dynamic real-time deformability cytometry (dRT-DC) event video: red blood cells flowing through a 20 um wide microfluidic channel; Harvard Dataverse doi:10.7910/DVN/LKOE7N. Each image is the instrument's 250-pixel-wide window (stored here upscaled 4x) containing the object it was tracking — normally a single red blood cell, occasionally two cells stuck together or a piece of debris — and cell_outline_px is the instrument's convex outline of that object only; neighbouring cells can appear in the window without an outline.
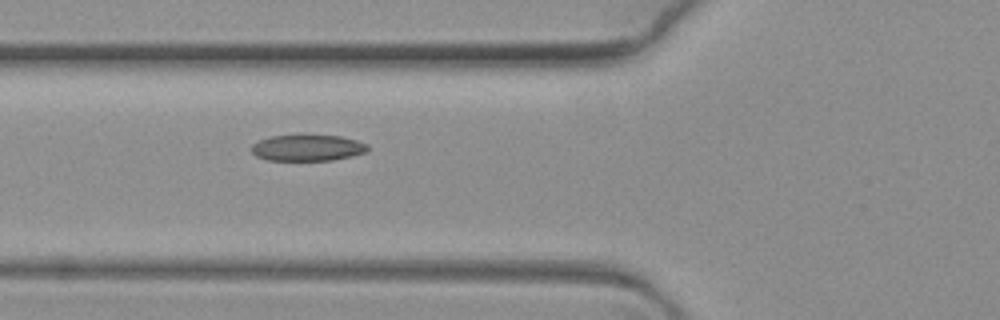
{"species": "common noctule bat (a hibernating species)", "species_latin": "Nyctalus noctula", "temperature_condition": "warm", "stored_images_in_passage": 5, "camera_frame_rate_fps": 3000, "um_per_image_px": 0.085, "animal": {"sex": "female", "body_mass_g": 19.3, "forearm_length_mm": 54.1}, "frame": {"image": 1, "passage_image": 5, "time_ms": 1.333, "image_size_px": [1000, 320], "cell_outline_px": [[368, 148], [364, 152], [352, 156], [332, 160], [268, 160], [256, 156], [252, 152], [252, 144], [260, 140], [272, 136], [300, 132], [304, 132], [340, 136], [356, 140], [368, 144]], "centroid_in_image_um": [26.12, 12.51], "position_along_channel_um": 99.7, "area_um2": 18.44}}